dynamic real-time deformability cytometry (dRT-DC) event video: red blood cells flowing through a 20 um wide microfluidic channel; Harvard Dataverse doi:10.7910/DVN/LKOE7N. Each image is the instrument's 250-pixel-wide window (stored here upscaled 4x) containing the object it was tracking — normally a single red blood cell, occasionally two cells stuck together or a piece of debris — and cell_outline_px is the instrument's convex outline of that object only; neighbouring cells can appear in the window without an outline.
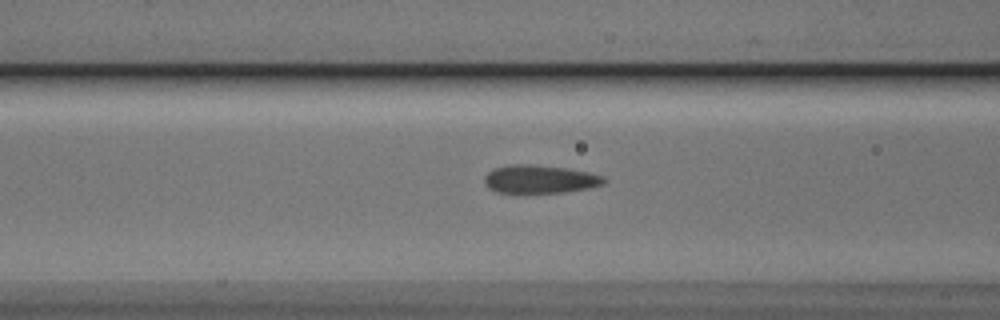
{"species": "Egyptian fruit bat (a non-hibernating species)", "species_latin": "Rousettus aegyptiacus", "temperature_condition": "cold", "stored_images_in_passage": 37, "camera_frame_rate_fps": 3000, "um_per_image_px": 0.085, "animal": {"sex": "male"}, "frame": {"image": 1, "passage_image": 10, "time_ms": 3.0, "image_size_px": [1000, 320], "cell_outline_px": [[608, 180], [604, 184], [588, 188], [564, 192], [524, 196], [496, 192], [488, 188], [484, 184], [484, 176], [488, 172], [496, 168], [512, 164], [532, 164], [568, 168], [588, 172], [604, 176]], "centroid_in_image_um": [45.85, 15.28], "position_along_channel_um": 120.7, "area_um2": 20.63}}
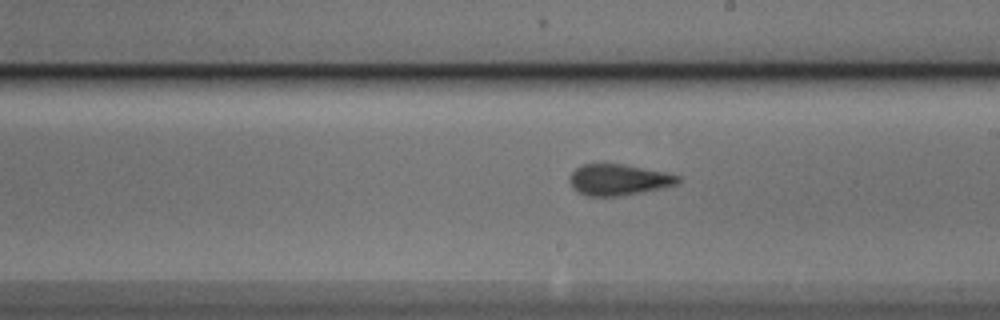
{"frame": {"image": 2, "passage_image": 19, "time_ms": 6.0, "image_size_px": [1000, 320], "cell_outline_px": [[680, 180], [676, 184], [660, 188], [624, 196], [588, 196], [576, 192], [572, 188], [568, 180], [568, 176], [576, 168], [584, 164], [624, 164], [664, 172], [680, 176]], "centroid_in_image_um": [52.52, 15.29], "position_along_channel_um": 236.5, "area_um2": 19.71}}
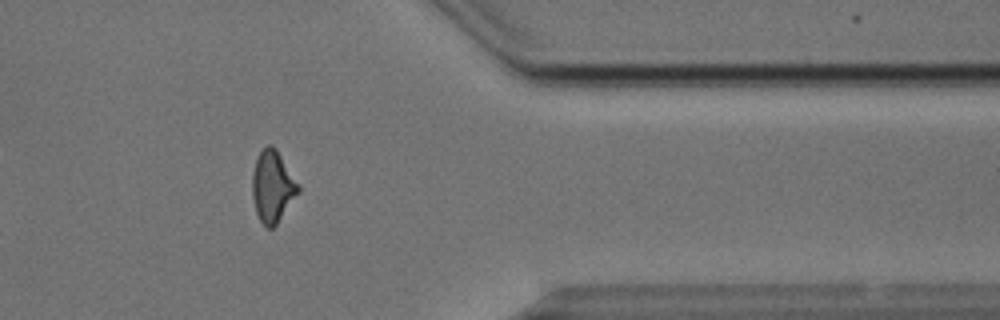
{"frame": {"image": 3, "passage_image": 32, "time_ms": 10.333, "image_size_px": [1000, 320], "cell_outline_px": [[300, 192], [276, 224], [272, 228], [268, 228], [260, 220], [256, 212], [252, 196], [252, 172], [256, 160], [260, 152], [268, 144], [272, 144], [276, 148], [300, 184]], "centroid_in_image_um": [23.18, 15.83], "position_along_channel_um": 388.2, "area_um2": 19.25}, "authors_computed_cell_mechanics": {"area_um2": 19.2474, "velocity_mm_per_s": 3.859, "shape_relaxation_time_tau1_ms": 2.6864, "shape_relaxation_time_tau2_ms": 1.4393, "deformation_change_tau1": 0.1243, "deformation_change_tau2": 0.0991}}